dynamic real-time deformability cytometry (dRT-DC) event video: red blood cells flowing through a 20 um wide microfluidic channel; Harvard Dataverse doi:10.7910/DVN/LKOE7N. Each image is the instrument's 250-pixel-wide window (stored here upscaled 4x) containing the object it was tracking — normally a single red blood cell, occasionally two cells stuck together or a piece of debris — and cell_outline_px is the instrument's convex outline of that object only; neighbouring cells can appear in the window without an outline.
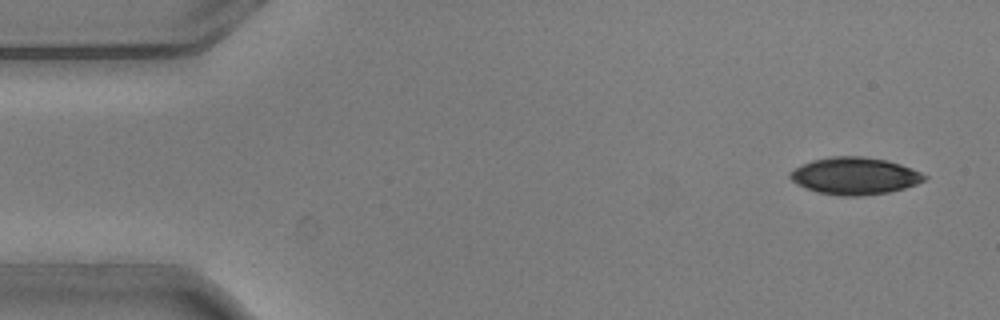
{"species": "common noctule bat (a hibernating species)", "species_latin": "Nyctalus noctula", "temperature_condition": "warm", "stored_images_in_passage": 6, "camera_frame_rate_fps": 3000, "um_per_image_px": 0.085, "animal": {"sex": "male", "body_mass_g": 20.5, "forearm_length_mm": 52.5}, "frame": {"image": 1, "passage_image": 1, "time_ms": 0.0, "image_size_px": [1000, 320], "cell_outline_px": [[928, 176], [924, 180], [916, 184], [904, 188], [888, 192], [860, 196], [840, 196], [820, 192], [808, 188], [792, 180], [788, 176], [788, 172], [812, 160], [832, 156], [864, 156], [888, 160], [900, 164], [920, 172]], "centroid_in_image_um": [72.67, 14.94], "position_along_channel_um": 12.3, "area_um2": 28.78}}
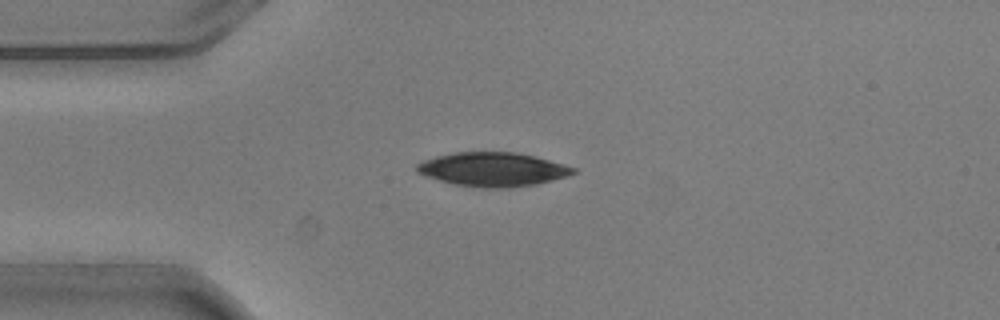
{"frame": {"image": 2, "passage_image": 4, "time_ms": 1.0, "image_size_px": [1000, 320], "cell_outline_px": [[576, 172], [568, 176], [536, 184], [508, 188], [484, 188], [456, 184], [440, 180], [416, 172], [416, 164], [424, 160], [436, 156], [456, 152], [516, 152], [564, 164], [576, 168]], "centroid_in_image_um": [41.89, 14.39], "position_along_channel_um": 43.1, "area_um2": 30.69}}